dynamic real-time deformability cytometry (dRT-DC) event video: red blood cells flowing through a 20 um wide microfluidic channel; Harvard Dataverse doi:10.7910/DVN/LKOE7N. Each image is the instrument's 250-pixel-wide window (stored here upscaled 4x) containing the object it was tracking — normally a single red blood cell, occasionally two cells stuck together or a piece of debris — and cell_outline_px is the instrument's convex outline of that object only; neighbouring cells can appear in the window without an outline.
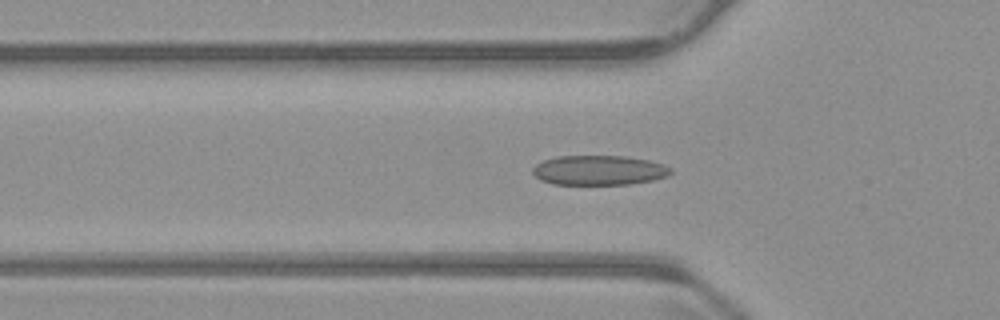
{"species": "common noctule bat (a hibernating species)", "species_latin": "Nyctalus noctula", "temperature_condition": "warm", "stored_images_in_passage": 48, "camera_frame_rate_fps": 3000, "um_per_image_px": 0.085, "animal": {"sex": "male", "body_mass_g": 23.1, "forearm_length_mm": 52.7}, "frame": {"image": 1, "passage_image": 18, "time_ms": 5.667, "image_size_px": [1000, 320], "cell_outline_px": [[672, 172], [668, 176], [652, 180], [628, 184], [552, 184], [540, 180], [532, 172], [532, 168], [536, 164], [544, 160], [556, 156], [628, 156], [648, 160], [664, 164], [672, 168]], "centroid_in_image_um": [50.92, 14.46], "position_along_channel_um": 74.9, "area_um2": 23.99}}
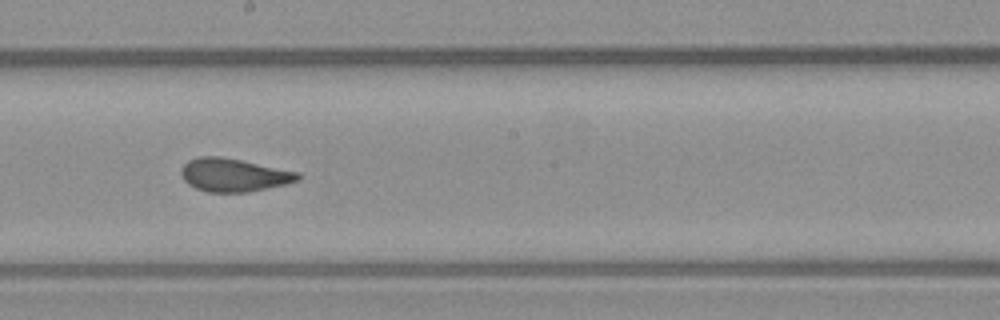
{"frame": {"image": 2, "passage_image": 30, "time_ms": 9.667, "image_size_px": [1000, 320], "cell_outline_px": [[300, 180], [288, 184], [248, 192], [208, 192], [196, 188], [188, 184], [184, 180], [180, 172], [180, 168], [188, 160], [200, 156], [220, 156], [300, 172]], "centroid_in_image_um": [19.87, 14.87], "position_along_channel_um": 228.3, "area_um2": 22.66}}
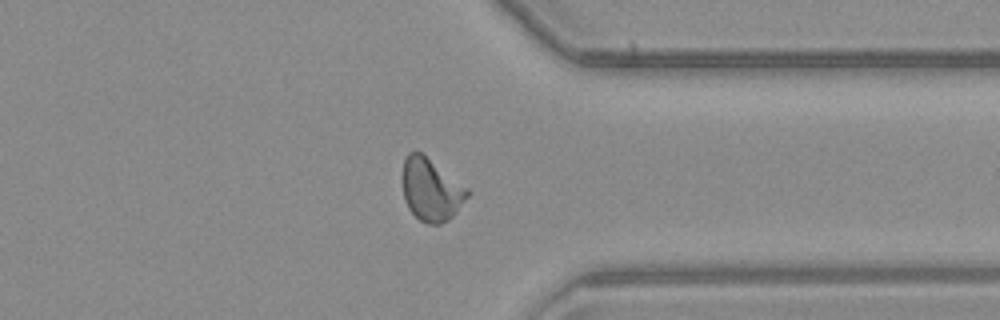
{"frame": {"image": 3, "passage_image": 42, "time_ms": 13.667, "image_size_px": [1000, 320], "cell_outline_px": [[472, 192], [456, 212], [448, 220], [440, 224], [428, 224], [420, 220], [408, 208], [404, 200], [400, 180], [404, 160], [408, 152], [420, 152], [468, 188]], "centroid_in_image_um": [36.61, 16.13], "position_along_channel_um": 374.8, "area_um2": 23.81}, "authors_computed_cell_mechanics": {"area_um2": 23.1489, "velocity_mm_per_s": 3.8043, "shape_relaxation_time_tau1_ms": 6.0954, "shape_relaxation_time_tau2_ms": 0.9954, "deformation_change_tau1": 0.173, "deformation_change_tau2": 0.0754}}